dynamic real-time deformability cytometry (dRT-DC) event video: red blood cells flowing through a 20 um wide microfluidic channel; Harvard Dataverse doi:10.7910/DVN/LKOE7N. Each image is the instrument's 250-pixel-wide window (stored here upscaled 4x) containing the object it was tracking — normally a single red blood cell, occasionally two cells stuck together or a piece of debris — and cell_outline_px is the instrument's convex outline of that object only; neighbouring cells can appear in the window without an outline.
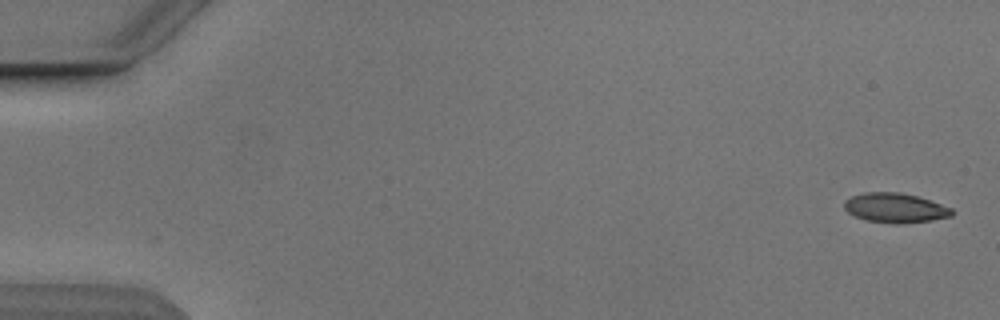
{"species": "Egyptian fruit bat (a non-hibernating species)", "species_latin": "Rousettus aegyptiacus", "temperature_condition": "cold", "stored_images_in_passage": 6, "camera_frame_rate_fps": 3000, "um_per_image_px": 0.085, "animal": {"sex": "male"}, "frame": {"image": 1, "passage_image": 1, "time_ms": 0.0, "image_size_px": [1000, 320], "cell_outline_px": [[952, 216], [932, 220], [896, 224], [868, 220], [856, 216], [848, 212], [844, 208], [844, 200], [852, 196], [864, 192], [900, 192], [916, 196], [952, 208]], "centroid_in_image_um": [76.07, 17.66], "position_along_channel_um": 8.9, "area_um2": 18.32}}
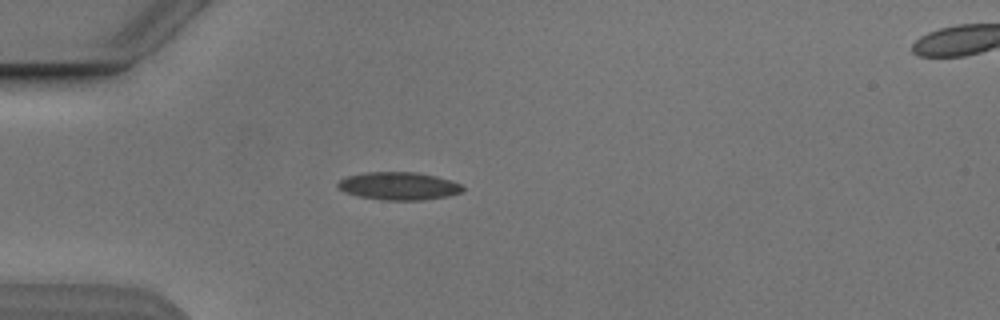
{"frame": {"image": 2, "passage_image": 5, "time_ms": 4.667, "image_size_px": [1000, 320], "cell_outline_px": [[464, 192], [448, 196], [424, 200], [384, 200], [360, 196], [344, 192], [336, 184], [340, 180], [348, 176], [364, 172], [416, 172], [436, 176], [452, 180], [460, 184], [464, 188]], "centroid_in_image_um": [33.94, 15.81], "position_along_channel_um": 51.1, "area_um2": 20.29}}